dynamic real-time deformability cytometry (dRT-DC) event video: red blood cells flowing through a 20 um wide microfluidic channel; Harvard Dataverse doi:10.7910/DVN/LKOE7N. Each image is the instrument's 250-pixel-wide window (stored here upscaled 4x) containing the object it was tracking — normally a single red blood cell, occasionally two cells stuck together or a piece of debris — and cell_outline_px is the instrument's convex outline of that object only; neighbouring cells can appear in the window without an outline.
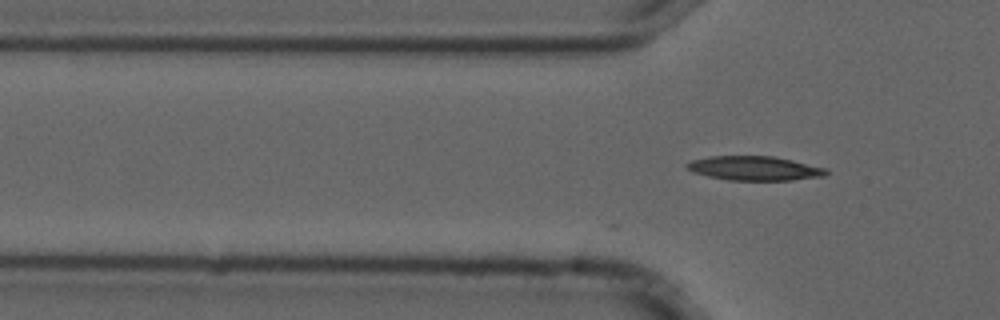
{"species": "common noctule bat (a hibernating species)", "species_latin": "Nyctalus noctula", "temperature_condition": "cold", "stored_images_in_passage": 2, "camera_frame_rate_fps": 3000, "um_per_image_px": 0.085, "animal": {"sex": "male", "forearm_length_mm": 52.5}, "frame": {"image": 1, "passage_image": 2, "time_ms": 0.333, "image_size_px": [1000, 320], "cell_outline_px": [[828, 172], [824, 176], [792, 180], [728, 180], [708, 176], [692, 172], [684, 164], [692, 160], [708, 156], [772, 156], [792, 160], [824, 168]], "centroid_in_image_um": [64.08, 14.3], "position_along_channel_um": 61.7, "area_um2": 19.54}}